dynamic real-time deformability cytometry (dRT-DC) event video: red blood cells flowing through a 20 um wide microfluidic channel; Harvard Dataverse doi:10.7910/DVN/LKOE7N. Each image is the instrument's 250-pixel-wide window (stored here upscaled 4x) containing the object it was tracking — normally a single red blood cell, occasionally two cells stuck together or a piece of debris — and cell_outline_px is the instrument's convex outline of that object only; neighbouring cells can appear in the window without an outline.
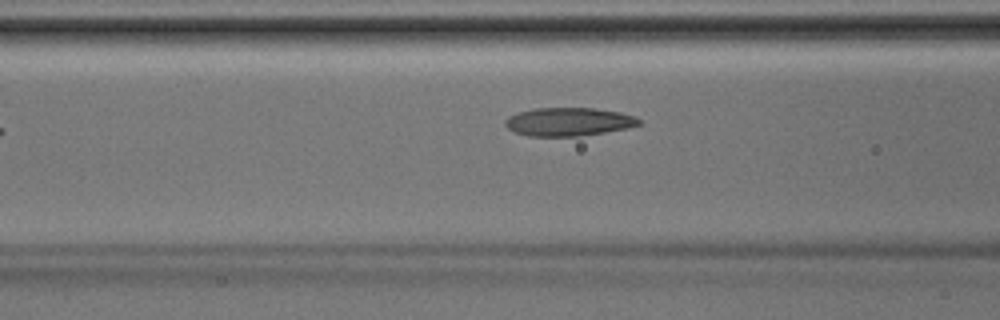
{"species": "Egyptian fruit bat (a non-hibernating species)", "species_latin": "Rousettus aegyptiacus", "temperature_condition": "room temperature", "stored_images_in_passage": 8, "camera_frame_rate_fps": 3000, "um_per_image_px": 0.085, "animal": {"sex": "male"}, "frame": {"image": 1, "passage_image": 6, "time_ms": 1.667, "image_size_px": [1000, 320], "cell_outline_px": [[640, 124], [628, 128], [580, 136], [528, 136], [516, 132], [508, 128], [504, 124], [504, 120], [508, 116], [520, 112], [536, 108], [596, 108], [620, 112], [636, 116], [640, 120]], "centroid_in_image_um": [48.34, 10.35], "position_along_channel_um": 118.3, "area_um2": 22.08}}